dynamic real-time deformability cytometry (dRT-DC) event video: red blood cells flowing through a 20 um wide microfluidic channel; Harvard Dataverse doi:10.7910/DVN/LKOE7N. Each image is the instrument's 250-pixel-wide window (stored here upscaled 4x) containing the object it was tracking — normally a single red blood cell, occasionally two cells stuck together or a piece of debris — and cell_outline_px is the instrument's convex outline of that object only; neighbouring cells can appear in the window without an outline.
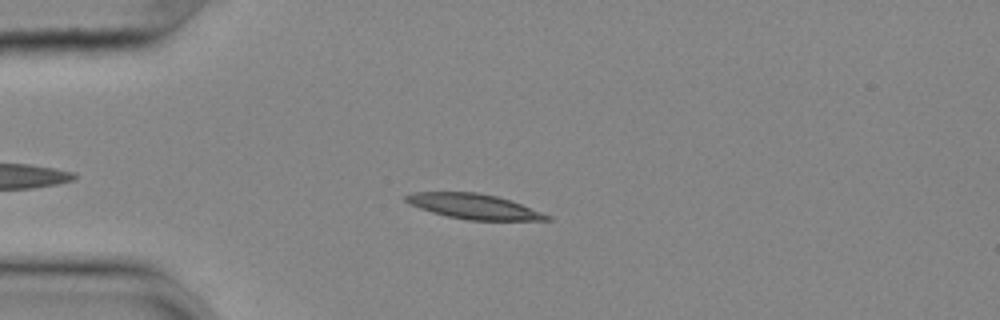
{"species": "common noctule bat (a hibernating species)", "species_latin": "Nyctalus noctula", "temperature_condition": "cold", "stored_images_in_passage": 50, "camera_frame_rate_fps": 3000, "um_per_image_px": 0.085, "animal": {"sex": "female", "body_mass_g": 25.1}, "frame": {"image": 1, "passage_image": 9, "time_ms": 2.667, "image_size_px": [1000, 320], "cell_outline_px": [[552, 220], [468, 220], [448, 216], [432, 212], [408, 204], [404, 200], [404, 196], [412, 192], [476, 192], [496, 196], [520, 204], [552, 216]], "centroid_in_image_um": [40.24, 17.54], "position_along_channel_um": 44.8, "area_um2": 20.4}}
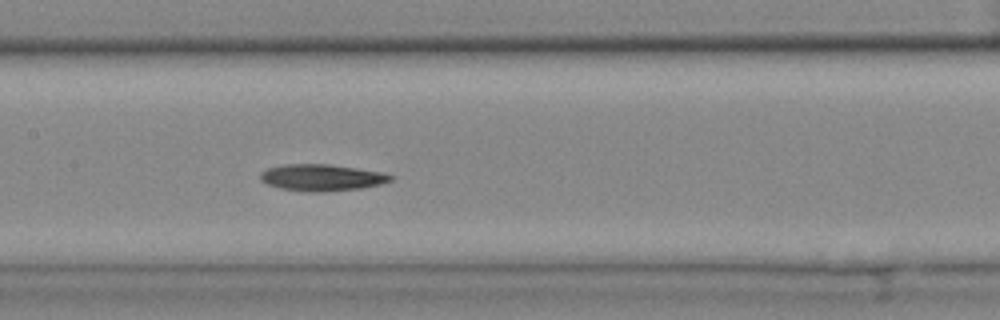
{"frame": {"image": 2, "passage_image": 22, "time_ms": 7.0, "image_size_px": [1000, 320], "cell_outline_px": [[396, 176], [392, 180], [380, 184], [360, 188], [320, 192], [308, 192], [280, 188], [268, 184], [260, 180], [260, 172], [268, 168], [284, 164], [328, 164], [384, 172]], "centroid_in_image_um": [27.36, 15.09], "position_along_channel_um": 180.0, "area_um2": 20.23}}
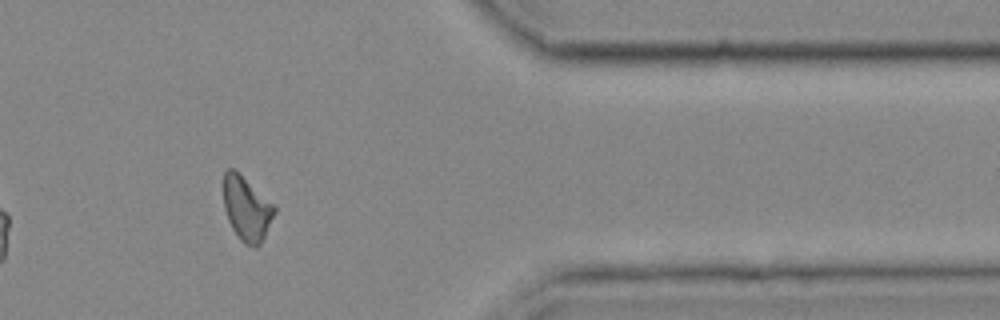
{"frame": {"image": 3, "passage_image": 41, "time_ms": 13.333, "image_size_px": [1000, 320], "cell_outline_px": [[276, 212], [260, 244], [256, 248], [244, 244], [240, 240], [232, 228], [228, 220], [224, 208], [224, 172], [228, 168], [232, 168], [272, 204], [276, 208]], "centroid_in_image_um": [20.95, 17.79], "position_along_channel_um": 390.5, "area_um2": 18.5}, "authors_computed_cell_mechanics": {"area_um2": 19.8543, "velocity_mm_per_s": 3.6289, "shape_relaxation_time_tau1_ms": 10.4072, "shape_relaxation_time_tau2_ms": 5.1683, "deformation_change_tau1": 0.2159, "deformation_change_tau2": 0.1207}}